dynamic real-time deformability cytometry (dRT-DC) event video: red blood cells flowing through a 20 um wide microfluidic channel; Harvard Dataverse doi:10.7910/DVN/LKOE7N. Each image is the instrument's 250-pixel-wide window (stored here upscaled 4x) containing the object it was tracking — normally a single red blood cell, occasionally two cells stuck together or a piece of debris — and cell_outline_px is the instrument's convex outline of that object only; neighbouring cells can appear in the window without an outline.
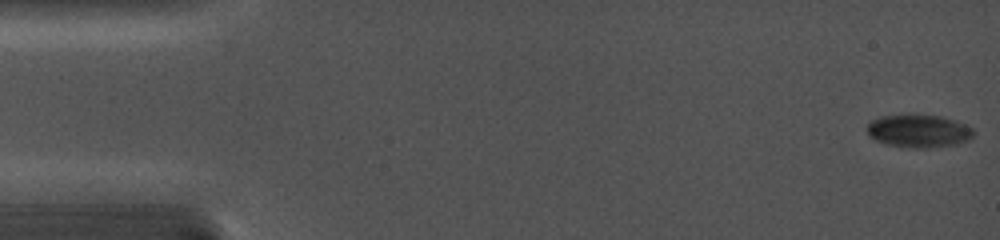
{"species": "common noctule bat (a hibernating species)", "species_latin": "Nyctalus noctula", "temperature_condition": "cold", "stored_images_in_passage": 7, "camera_frame_rate_fps": 5000, "um_per_image_px": 0.085, "animal": {"sex": "female", "body_mass_g": 19.0, "forearm_length_mm": 56.7}, "frame": {"image": 1, "passage_image": 1, "time_ms": 0.0, "image_size_px": [1000, 240], "cell_outline_px": [[972, 136], [968, 140], [956, 144], [924, 148], [912, 148], [888, 144], [876, 140], [868, 136], [868, 124], [872, 120], [880, 116], [940, 116], [956, 120], [972, 128]], "centroid_in_image_um": [78.08, 11.15], "position_along_channel_um": 6.9, "area_um2": 19.88}}
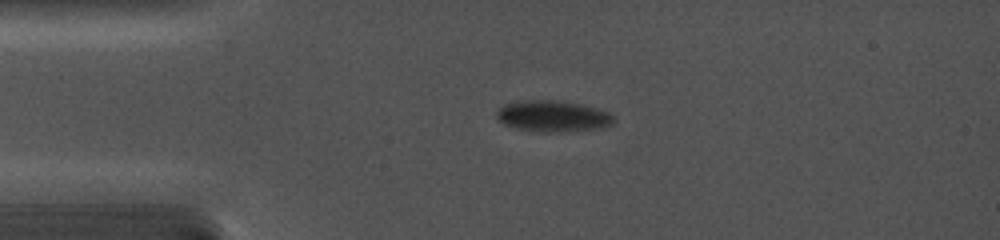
{"frame": {"image": 2, "passage_image": 6, "time_ms": 3.6, "image_size_px": [1000, 240], "cell_outline_px": [[612, 124], [600, 128], [560, 132], [540, 132], [516, 128], [504, 124], [496, 116], [496, 112], [504, 104], [520, 100], [548, 100], [580, 104], [612, 112]], "centroid_in_image_um": [46.97, 9.87], "position_along_channel_um": 38.0, "area_um2": 21.15}}